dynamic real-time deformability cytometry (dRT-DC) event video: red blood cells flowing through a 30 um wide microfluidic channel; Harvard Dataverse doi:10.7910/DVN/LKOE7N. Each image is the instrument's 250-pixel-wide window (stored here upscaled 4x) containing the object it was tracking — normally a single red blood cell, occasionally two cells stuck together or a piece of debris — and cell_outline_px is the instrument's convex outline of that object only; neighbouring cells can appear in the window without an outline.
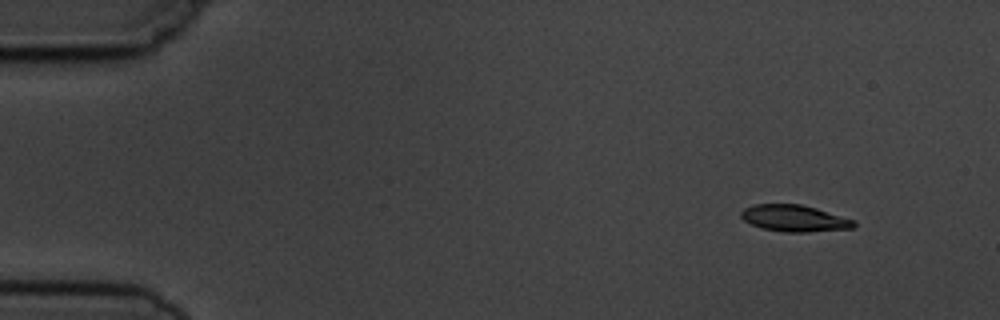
{"species": "common noctule bat (a hibernating species)", "species_latin": "Nyctalus noctula", "temperature_condition": "cold", "stored_images_in_passage": 4, "camera_frame_rate_fps": 3000, "um_per_image_px": 0.085, "animal": {"sex": "male", "body_mass_g": 19.5, "forearm_length_mm": 54.6}, "frame": {"image": 1, "passage_image": 1, "time_ms": 0.0, "image_size_px": [1000, 320], "cell_outline_px": [[856, 224], [852, 228], [808, 232], [784, 232], [760, 228], [744, 220], [740, 216], [740, 212], [744, 208], [752, 204], [800, 204], [816, 208], [856, 220]], "centroid_in_image_um": [67.51, 18.55], "position_along_channel_um": 17.5, "area_um2": 17.57}}
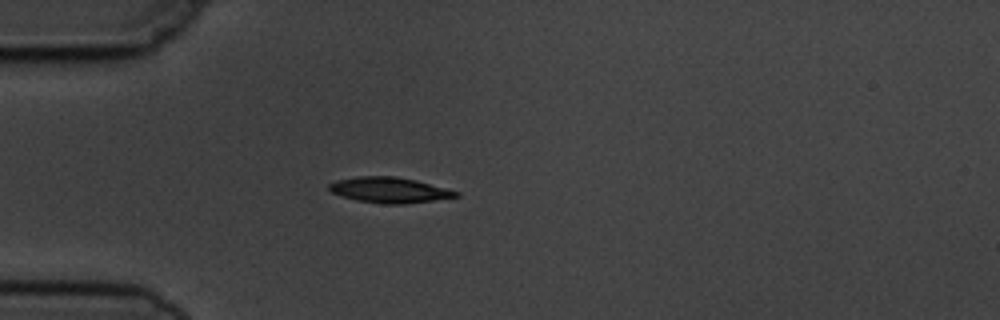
{"frame": {"image": 2, "passage_image": 4, "time_ms": 3.333, "image_size_px": [1000, 320], "cell_outline_px": [[460, 196], [404, 204], [384, 204], [356, 200], [332, 192], [328, 188], [328, 184], [336, 180], [360, 176], [396, 176], [416, 180], [460, 192]], "centroid_in_image_um": [33.1, 16.14], "position_along_channel_um": 51.9, "area_um2": 18.73}}